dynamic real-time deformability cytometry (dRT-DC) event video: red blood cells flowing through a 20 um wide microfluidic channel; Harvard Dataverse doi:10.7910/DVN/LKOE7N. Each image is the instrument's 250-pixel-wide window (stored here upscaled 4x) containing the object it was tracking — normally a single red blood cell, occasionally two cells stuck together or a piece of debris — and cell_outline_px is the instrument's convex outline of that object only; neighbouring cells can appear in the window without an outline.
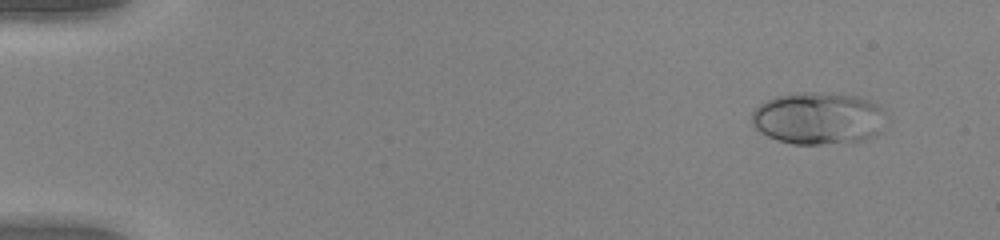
{"species": "human", "species_latin": "Homo sapiens", "temperature_condition": "warm", "stored_images_in_passage": 52, "camera_frame_rate_fps": 3000, "um_per_image_px": 0.085, "donor": {"sex": "female"}, "frame": {"image": 1, "passage_image": 5, "time_ms": 1.333, "image_size_px": [1000, 240], "cell_outline_px": [[888, 116], [880, 132], [876, 136], [852, 144], [792, 144], [776, 140], [760, 132], [756, 128], [752, 120], [752, 112], [760, 104], [776, 96], [796, 92], [840, 92], [872, 100], [880, 104]], "centroid_in_image_um": [69.66, 10.05], "position_along_channel_um": 15.3, "area_um2": 42.14}}
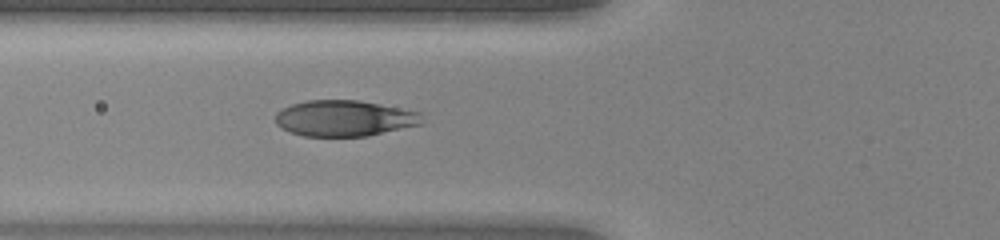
{"frame": {"image": 2, "passage_image": 21, "time_ms": 6.667, "image_size_px": [1000, 240], "cell_outline_px": [[424, 124], [368, 136], [304, 136], [288, 132], [280, 128], [276, 124], [276, 112], [292, 104], [308, 100], [360, 100], [420, 112]], "centroid_in_image_um": [29.28, 10.06], "position_along_channel_um": 96.5, "area_um2": 30.92}}
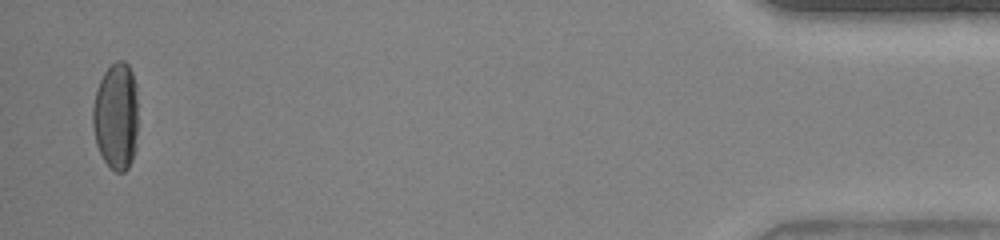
{"frame": {"image": 3, "passage_image": 51, "time_ms": 16.667, "image_size_px": [1000, 240], "cell_outline_px": [[136, 148], [132, 160], [128, 168], [124, 172], [116, 172], [104, 160], [96, 144], [92, 128], [92, 108], [96, 88], [104, 72], [116, 60], [124, 60], [128, 64], [132, 72], [136, 84]], "centroid_in_image_um": [9.85, 9.86], "position_along_channel_um": 425.4, "area_um2": 28.5}}